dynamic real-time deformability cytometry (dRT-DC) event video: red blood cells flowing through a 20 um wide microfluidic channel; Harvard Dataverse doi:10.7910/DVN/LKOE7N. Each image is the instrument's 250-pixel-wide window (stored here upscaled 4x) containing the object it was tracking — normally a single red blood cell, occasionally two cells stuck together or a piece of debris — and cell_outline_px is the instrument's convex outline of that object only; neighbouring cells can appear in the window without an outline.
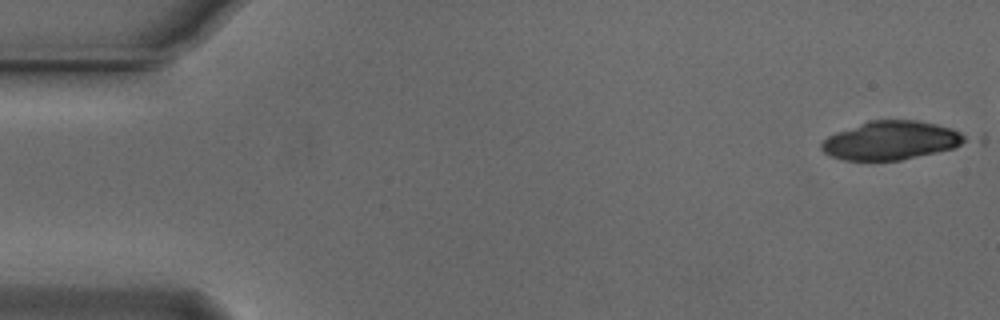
{"species": "Egyptian fruit bat (a non-hibernating species)", "species_latin": "Rousettus aegyptiacus", "temperature_condition": "cold", "stored_images_in_passage": 2, "camera_frame_rate_fps": 3000, "um_per_image_px": 0.085, "animal": {"sex": "male"}, "frame": {"image": 1, "passage_image": 1, "time_ms": 0.0, "image_size_px": [1000, 320], "cell_outline_px": [[968, 140], [952, 148], [900, 160], [844, 160], [828, 156], [820, 148], [820, 144], [828, 136], [836, 132], [872, 120], [916, 120], [936, 124], [952, 128], [968, 136]], "centroid_in_image_um": [75.72, 11.94], "position_along_channel_um": 9.3, "area_um2": 32.08}}